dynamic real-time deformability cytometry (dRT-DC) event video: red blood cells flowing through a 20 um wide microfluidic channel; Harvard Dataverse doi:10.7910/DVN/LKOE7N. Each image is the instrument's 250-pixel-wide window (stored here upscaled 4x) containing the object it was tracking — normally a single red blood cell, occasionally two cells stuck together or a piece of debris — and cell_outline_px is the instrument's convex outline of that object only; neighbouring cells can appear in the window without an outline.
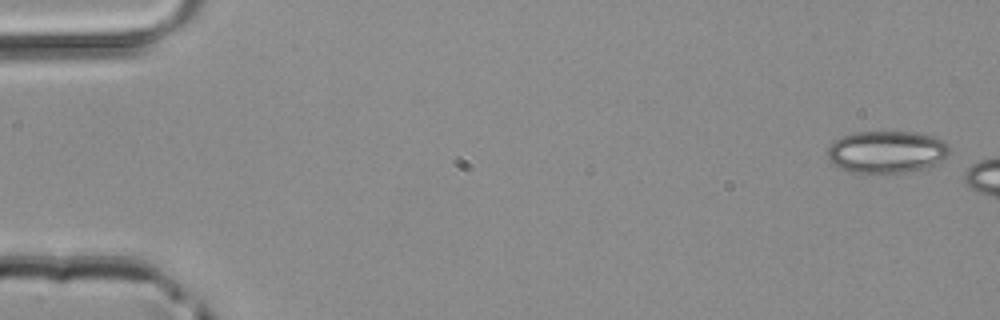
{"species": "common noctule bat (a hibernating species)", "species_latin": "Nyctalus noctula", "temperature_condition": "room temperature", "stored_images_in_passage": 6, "camera_frame_rate_fps": 3000, "um_per_image_px": 0.085, "animal": {"sex": "male", "body_mass_g": 20.4}, "frame": {"image": 1, "passage_image": 1, "time_ms": 0.0, "image_size_px": [1000, 320], "cell_outline_px": [[948, 152], [936, 164], [924, 168], [904, 172], [852, 172], [840, 168], [828, 160], [828, 148], [832, 140], [856, 132], [916, 132], [932, 136], [944, 140], [948, 148]], "centroid_in_image_um": [75.33, 12.89], "position_along_channel_um": 9.7, "area_um2": 29.65}}